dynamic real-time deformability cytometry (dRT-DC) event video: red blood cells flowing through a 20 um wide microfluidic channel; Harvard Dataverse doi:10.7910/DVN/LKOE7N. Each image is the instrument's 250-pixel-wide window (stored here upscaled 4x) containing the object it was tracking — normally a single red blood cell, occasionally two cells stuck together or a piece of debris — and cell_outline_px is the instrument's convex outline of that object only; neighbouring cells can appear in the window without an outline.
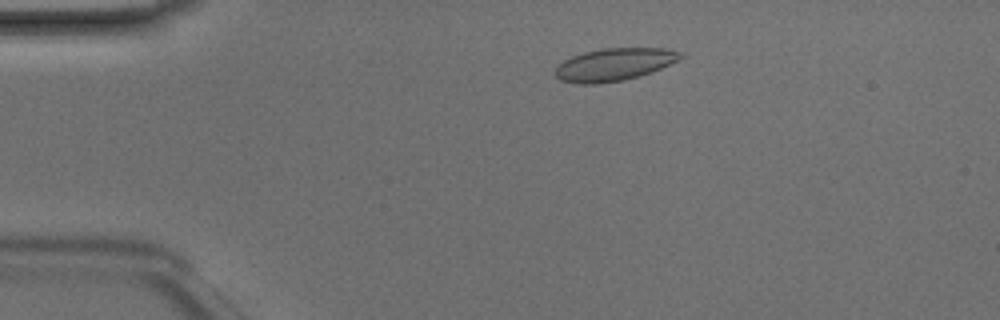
{"species": "Egyptian fruit bat (a non-hibernating species)", "species_latin": "Rousettus aegyptiacus", "temperature_condition": "room temperature", "stored_images_in_passage": 47, "camera_frame_rate_fps": 3000, "um_per_image_px": 0.085, "animal": {"sex": "male"}, "frame": {"image": 1, "passage_image": 8, "time_ms": 2.333, "image_size_px": [1000, 320], "cell_outline_px": [[684, 56], [652, 72], [640, 76], [624, 80], [596, 84], [580, 84], [560, 80], [556, 76], [556, 68], [564, 60], [572, 56], [584, 52], [604, 48], [664, 48], [680, 52]], "centroid_in_image_um": [52.19, 5.48], "position_along_channel_um": 32.8, "area_um2": 23.52}}
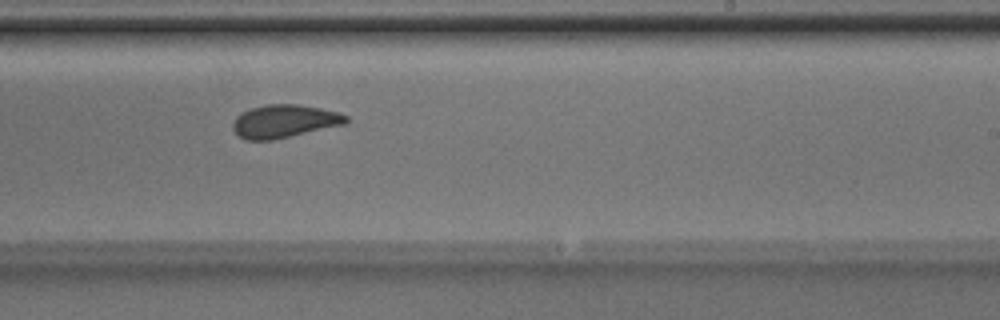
{"frame": {"image": 2, "passage_image": 28, "time_ms": 9.0, "image_size_px": [1000, 320], "cell_outline_px": [[348, 120], [344, 124], [272, 140], [244, 140], [236, 136], [232, 128], [232, 124], [236, 116], [240, 112], [252, 108], [268, 104], [296, 104], [320, 108], [336, 112], [348, 116]], "centroid_in_image_um": [24.09, 10.31], "position_along_channel_um": 264.9, "area_um2": 21.73}}
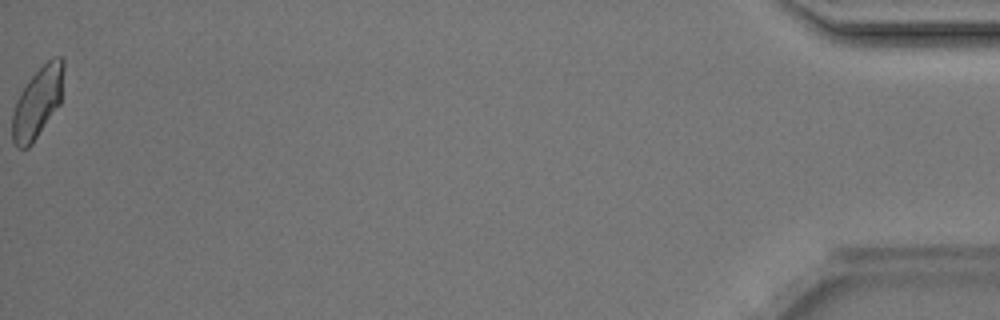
{"frame": {"image": 3, "passage_image": 47, "time_ms": 15.333, "image_size_px": [1000, 320], "cell_outline_px": [[64, 68], [60, 104], [32, 144], [28, 148], [16, 148], [12, 140], [12, 112], [16, 100], [20, 92], [32, 76], [52, 56], [60, 56], [64, 60]], "centroid_in_image_um": [3.18, 8.72], "position_along_channel_um": 432.0, "area_um2": 21.21}, "authors_computed_cell_mechanics": {"area_um2": 21.964, "velocity_mm_per_s": 4.2035, "shape_relaxation_time_tau1_ms": null, "shape_relaxation_time_tau2_ms": 1.2006, "deformation_change_tau1": null, "deformation_change_tau2": 0.0408}}